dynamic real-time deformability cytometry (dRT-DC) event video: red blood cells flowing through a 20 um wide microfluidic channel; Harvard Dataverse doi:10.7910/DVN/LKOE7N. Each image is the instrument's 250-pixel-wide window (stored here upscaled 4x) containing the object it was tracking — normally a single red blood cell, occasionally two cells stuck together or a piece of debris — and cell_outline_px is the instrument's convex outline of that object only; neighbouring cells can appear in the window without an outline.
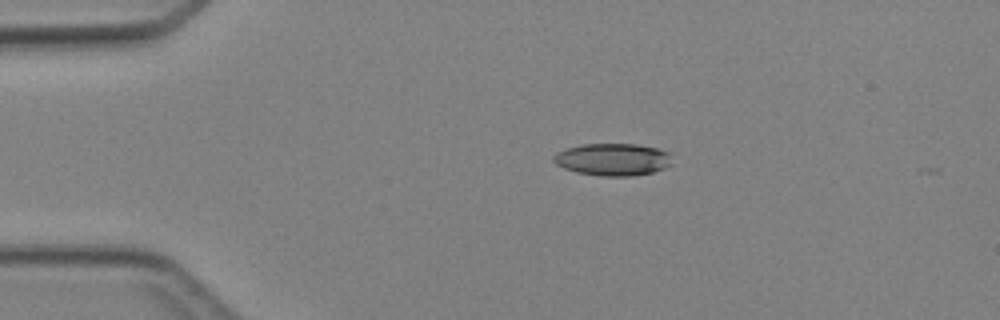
{"species": "Egyptian fruit bat (a non-hibernating species)", "species_latin": "Rousettus aegyptiacus", "temperature_condition": "cold", "stored_images_in_passage": 4, "camera_frame_rate_fps": 3000, "um_per_image_px": 0.085, "animal": {"sex": "female"}, "frame": {"image": 1, "passage_image": 4, "time_ms": 4.667, "image_size_px": [1000, 320], "cell_outline_px": [[672, 164], [664, 168], [652, 172], [632, 176], [600, 176], [576, 172], [564, 168], [556, 164], [552, 160], [552, 156], [556, 152], [580, 144], [636, 144], [656, 148], [668, 152]], "centroid_in_image_um": [52.05, 13.55], "position_along_channel_um": 32.9, "area_um2": 22.31}}